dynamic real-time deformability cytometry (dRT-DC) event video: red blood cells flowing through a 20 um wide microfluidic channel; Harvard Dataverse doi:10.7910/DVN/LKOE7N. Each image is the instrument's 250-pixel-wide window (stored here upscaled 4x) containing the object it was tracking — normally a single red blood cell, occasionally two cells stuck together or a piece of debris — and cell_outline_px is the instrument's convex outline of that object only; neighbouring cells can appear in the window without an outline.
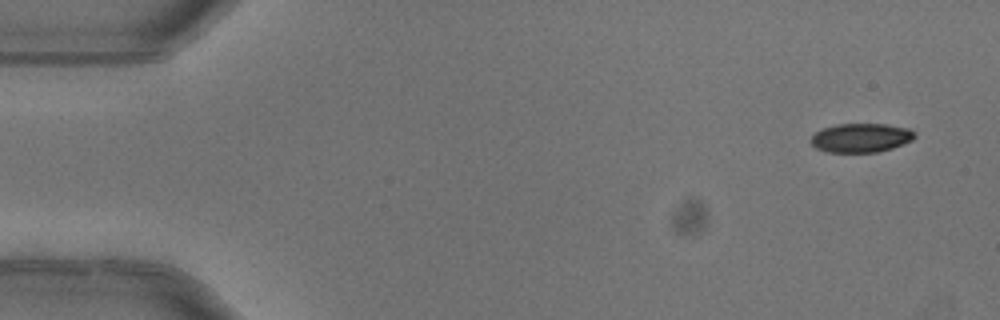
{"species": "common noctule bat (a hibernating species)", "species_latin": "Nyctalus noctula", "temperature_condition": "warm", "stored_images_in_passage": 5, "camera_frame_rate_fps": 3000, "um_per_image_px": 0.085, "animal": {"sex": "female"}, "frame": {"image": 1, "passage_image": 1, "time_ms": 0.0, "image_size_px": [1000, 320], "cell_outline_px": [[916, 136], [912, 140], [892, 148], [876, 152], [824, 152], [816, 148], [812, 144], [812, 136], [816, 132], [824, 128], [836, 124], [884, 124], [912, 128], [916, 132]], "centroid_in_image_um": [73.22, 11.71], "position_along_channel_um": 11.8, "area_um2": 17.57}}
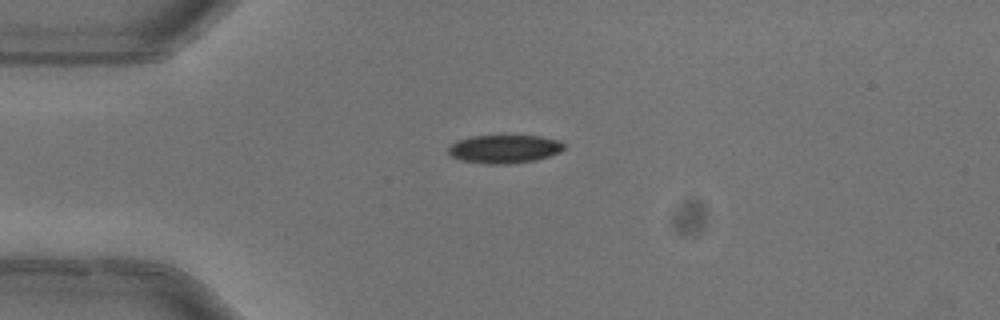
{"frame": {"image": 2, "passage_image": 4, "time_ms": 1.0, "image_size_px": [1000, 320], "cell_outline_px": [[564, 148], [560, 152], [536, 160], [508, 164], [484, 164], [460, 160], [452, 156], [448, 152], [448, 148], [456, 140], [472, 136], [540, 136], [560, 140], [564, 144]], "centroid_in_image_um": [42.86, 12.66], "position_along_channel_um": 42.1, "area_um2": 19.13}}